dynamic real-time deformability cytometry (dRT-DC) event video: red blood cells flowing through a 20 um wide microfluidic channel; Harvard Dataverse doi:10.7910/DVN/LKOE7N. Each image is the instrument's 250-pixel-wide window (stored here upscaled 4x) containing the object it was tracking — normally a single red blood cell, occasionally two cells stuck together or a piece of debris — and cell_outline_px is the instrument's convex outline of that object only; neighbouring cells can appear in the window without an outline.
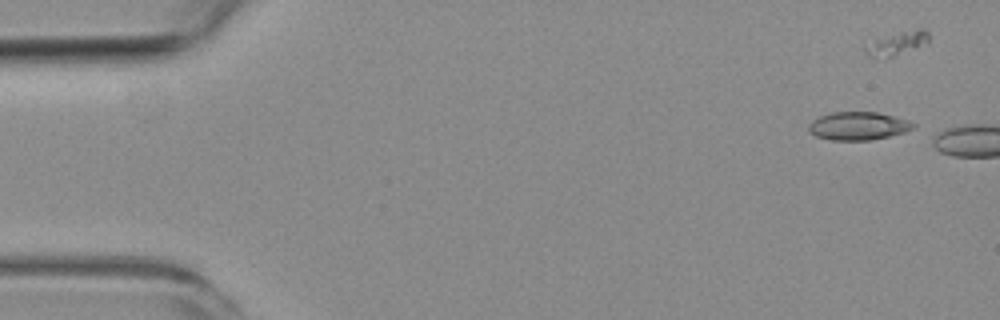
{"species": "common noctule bat (a hibernating species)", "species_latin": "Nyctalus noctula", "temperature_condition": "room temperature", "stored_images_in_passage": 2, "camera_frame_rate_fps": 3000, "um_per_image_px": 0.085, "animal": {"sex": "female", "body_mass_g": 19.3, "forearm_length_mm": 54.1}, "frame": {"image": 1, "passage_image": 1, "time_ms": 0.0, "image_size_px": [1000, 320], "cell_outline_px": [[916, 124], [912, 128], [904, 132], [872, 140], [832, 140], [816, 136], [808, 132], [808, 124], [812, 120], [820, 116], [832, 112], [880, 112], [908, 120]], "centroid_in_image_um": [72.92, 10.7], "position_along_channel_um": 12.1, "area_um2": 17.17}}